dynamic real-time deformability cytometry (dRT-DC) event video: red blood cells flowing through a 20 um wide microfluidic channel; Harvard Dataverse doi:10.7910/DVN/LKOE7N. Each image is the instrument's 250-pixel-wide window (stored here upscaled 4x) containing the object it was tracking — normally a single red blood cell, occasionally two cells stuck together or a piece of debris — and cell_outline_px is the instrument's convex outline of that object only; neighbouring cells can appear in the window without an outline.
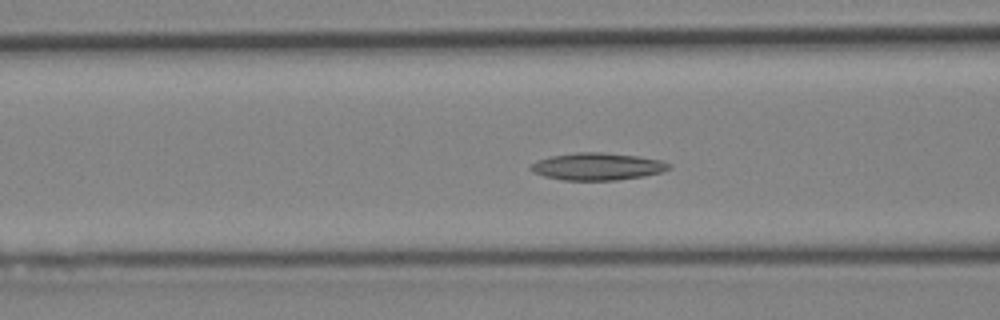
{"species": "Egyptian fruit bat (a non-hibernating species)", "species_latin": "Rousettus aegyptiacus", "temperature_condition": "cold", "stored_images_in_passage": 42, "camera_frame_rate_fps": 3000, "um_per_image_px": 0.085, "animal": {"sex": "female"}, "frame": {"image": 1, "passage_image": 15, "time_ms": 4.667, "image_size_px": [1000, 320], "cell_outline_px": [[672, 168], [660, 172], [644, 176], [616, 180], [564, 180], [544, 176], [532, 172], [528, 168], [532, 164], [540, 160], [552, 156], [580, 152], [604, 152], [640, 156], [660, 160], [672, 164]], "centroid_in_image_um": [50.81, 14.15], "position_along_channel_um": 115.8, "area_um2": 21.91}}
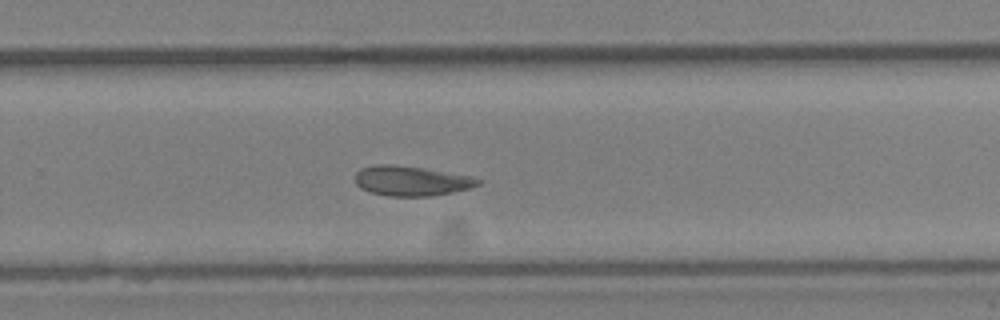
{"frame": {"image": 2, "passage_image": 27, "time_ms": 8.667, "image_size_px": [1000, 320], "cell_outline_px": [[480, 184], [468, 188], [452, 192], [432, 196], [388, 196], [372, 192], [360, 188], [356, 184], [356, 172], [360, 168], [380, 164], [392, 164], [424, 168], [468, 176], [480, 180]], "centroid_in_image_um": [34.91, 15.37], "position_along_channel_um": 294.9, "area_um2": 21.1}}
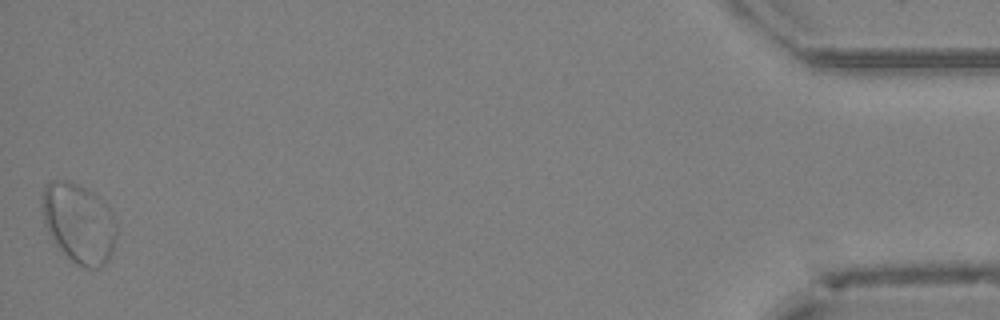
{"frame": {"image": 3, "passage_image": 42, "time_ms": 13.667, "image_size_px": [1000, 320], "cell_outline_px": [[116, 236], [108, 260], [100, 268], [84, 268], [76, 264], [56, 244], [48, 232], [44, 224], [40, 208], [40, 204], [44, 184], [52, 180], [68, 180], [92, 192], [96, 196], [112, 216], [116, 224]], "centroid_in_image_um": [6.64, 18.95], "position_along_channel_um": 428.6, "area_um2": 34.28}}